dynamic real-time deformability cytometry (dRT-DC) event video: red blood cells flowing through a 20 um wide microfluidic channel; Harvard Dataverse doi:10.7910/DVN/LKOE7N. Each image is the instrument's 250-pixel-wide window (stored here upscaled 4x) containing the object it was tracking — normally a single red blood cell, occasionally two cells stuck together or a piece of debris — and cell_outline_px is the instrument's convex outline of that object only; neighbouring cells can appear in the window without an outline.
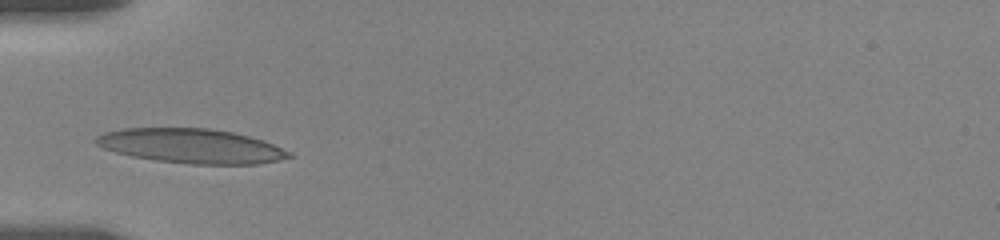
{"species": "human", "species_latin": "Homo sapiens", "temperature_condition": "room temperature", "stored_images_in_passage": 20, "camera_frame_rate_fps": 3000, "um_per_image_px": 0.085, "donor": {"sex": "female"}, "frame": {"image": 1, "passage_image": 1, "time_ms": 0.0, "image_size_px": [1000, 240], "cell_outline_px": [[292, 156], [260, 164], [192, 164], [156, 160], [132, 156], [116, 152], [104, 148], [96, 144], [92, 140], [96, 136], [104, 132], [124, 128], [208, 128], [232, 132], [264, 140], [292, 152]], "centroid_in_image_um": [16.24, 12.4], "position_along_channel_um": 68.8, "area_um2": 38.73}}
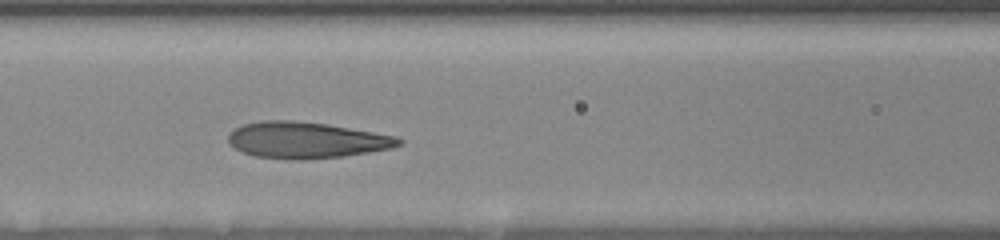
{"frame": {"image": 2, "passage_image": 15, "time_ms": 2.0, "image_size_px": [1000, 240], "cell_outline_px": [[404, 144], [392, 148], [344, 156], [304, 160], [288, 160], [256, 156], [244, 152], [228, 144], [228, 136], [232, 128], [240, 124], [260, 120], [296, 120], [328, 124], [396, 136], [404, 140]], "centroid_in_image_um": [26.01, 11.9], "position_along_channel_um": 140.6, "area_um2": 36.53}}
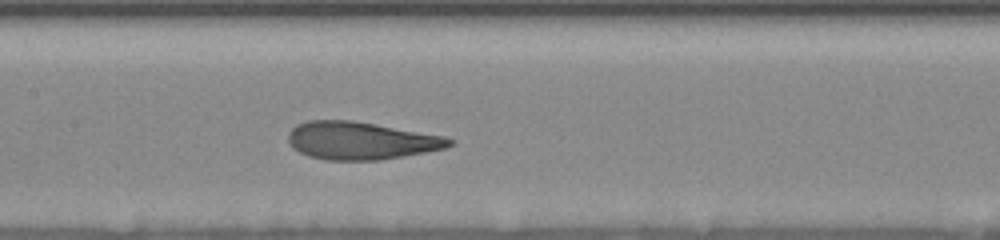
{"frame": {"image": 3, "passage_image": 18, "time_ms": 3.0, "image_size_px": [1000, 240], "cell_outline_px": [[456, 140], [452, 144], [444, 148], [404, 156], [380, 160], [324, 160], [308, 156], [292, 148], [288, 140], [288, 132], [296, 124], [308, 120], [352, 120], [444, 136]], "centroid_in_image_um": [30.63, 11.95], "position_along_channel_um": 176.8, "area_um2": 35.43}}